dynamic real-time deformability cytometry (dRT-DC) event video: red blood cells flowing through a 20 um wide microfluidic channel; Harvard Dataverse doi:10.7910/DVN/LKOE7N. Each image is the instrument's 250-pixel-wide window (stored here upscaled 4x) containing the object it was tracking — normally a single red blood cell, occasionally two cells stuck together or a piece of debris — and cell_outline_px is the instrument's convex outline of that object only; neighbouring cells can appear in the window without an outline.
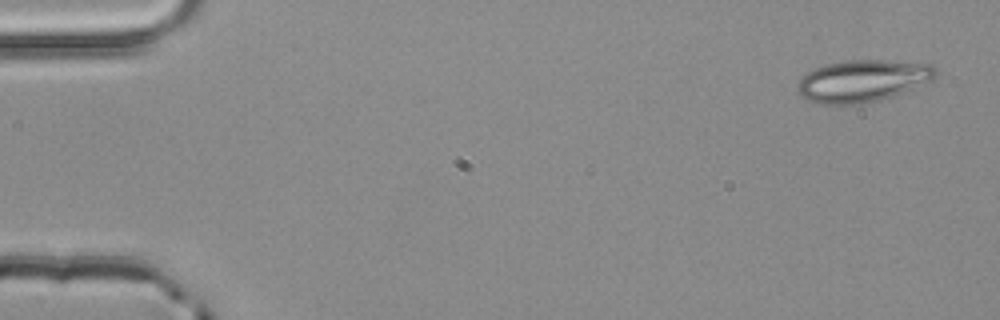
{"species": "common noctule bat (a hibernating species)", "species_latin": "Nyctalus noctula", "temperature_condition": "room temperature", "stored_images_in_passage": 4, "camera_frame_rate_fps": 3000, "um_per_image_px": 0.085, "animal": {"sex": "male", "body_mass_g": 20.4}, "frame": {"image": 1, "passage_image": 1, "time_ms": 0.0, "image_size_px": [1000, 320], "cell_outline_px": [[936, 76], [932, 80], [912, 88], [876, 100], [860, 104], [820, 104], [808, 100], [796, 88], [800, 80], [808, 72], [816, 68], [828, 64], [848, 60], [884, 60], [932, 64], [936, 68]], "centroid_in_image_um": [73.33, 6.86], "position_along_channel_um": 11.7, "area_um2": 33.12}}